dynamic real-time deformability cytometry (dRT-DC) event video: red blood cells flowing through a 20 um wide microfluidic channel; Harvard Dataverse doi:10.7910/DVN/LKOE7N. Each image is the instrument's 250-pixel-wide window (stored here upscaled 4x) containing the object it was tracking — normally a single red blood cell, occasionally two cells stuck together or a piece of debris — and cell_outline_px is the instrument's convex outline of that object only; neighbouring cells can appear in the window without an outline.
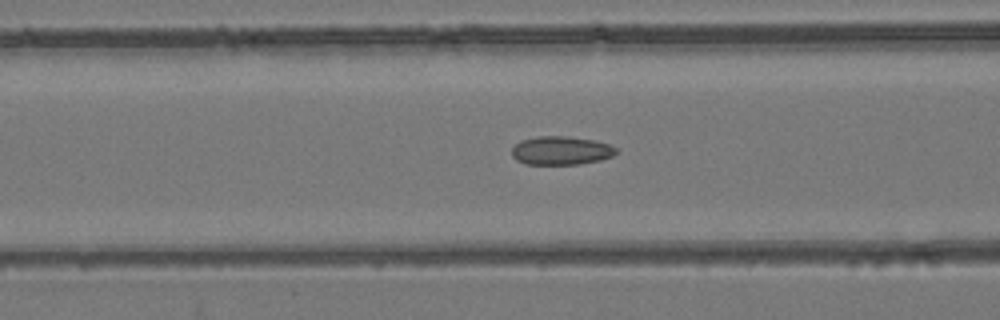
{"species": "common noctule bat (a hibernating species)", "species_latin": "Nyctalus noctula", "temperature_condition": "room temperature", "stored_images_in_passage": 42, "camera_frame_rate_fps": 3000, "um_per_image_px": 0.085, "animal": {"sex": "female", "body_mass_g": 24.6, "forearm_length_mm": 56.2}, "frame": {"image": 1, "passage_image": 21, "time_ms": 6.667, "image_size_px": [1000, 320], "cell_outline_px": [[620, 152], [612, 156], [600, 160], [580, 164], [524, 164], [516, 160], [512, 156], [512, 148], [520, 140], [540, 136], [568, 136], [592, 140], [608, 144], [616, 148]], "centroid_in_image_um": [47.68, 12.8], "position_along_channel_um": 118.9, "area_um2": 17.4}}
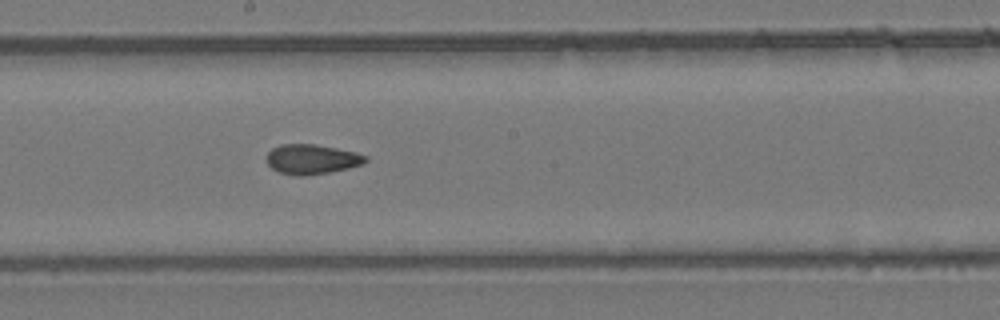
{"frame": {"image": 2, "passage_image": 29, "time_ms": 9.333, "image_size_px": [1000, 320], "cell_outline_px": [[368, 160], [364, 164], [348, 168], [328, 172], [304, 176], [296, 176], [280, 172], [272, 168], [268, 164], [268, 152], [272, 148], [280, 144], [316, 144], [356, 152], [368, 156]], "centroid_in_image_um": [26.53, 13.53], "position_along_channel_um": 221.7, "area_um2": 17.17}}
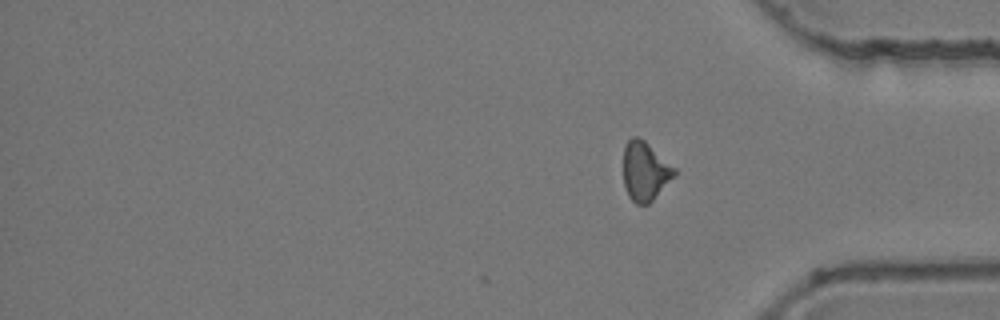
{"frame": {"image": 3, "passage_image": 42, "time_ms": 13.667, "image_size_px": [1000, 320], "cell_outline_px": [[676, 176], [648, 204], [636, 204], [628, 196], [624, 184], [624, 144], [632, 136], [636, 136], [644, 140], [676, 168]], "centroid_in_image_um": [54.84, 14.55], "position_along_channel_um": 380.4, "area_um2": 17.57}, "authors_computed_cell_mechanics": {"area_um2": 17.5712, "velocity_mm_per_s": 3.8529, "shape_relaxation_time_tau1_ms": null, "shape_relaxation_time_tau2_ms": 2.3205, "deformation_change_tau1": null, "deformation_change_tau2": 0.0735}}